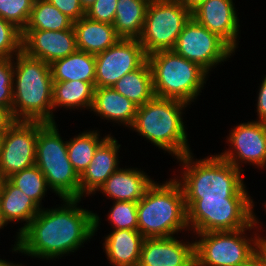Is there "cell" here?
I'll return each mask as SVG.
<instances>
[{"mask_svg": "<svg viewBox=\"0 0 266 266\" xmlns=\"http://www.w3.org/2000/svg\"><path fill=\"white\" fill-rule=\"evenodd\" d=\"M5 133H6V130H0V152L3 146V140H4Z\"/></svg>", "mask_w": 266, "mask_h": 266, "instance_id": "cell-44", "label": "cell"}, {"mask_svg": "<svg viewBox=\"0 0 266 266\" xmlns=\"http://www.w3.org/2000/svg\"><path fill=\"white\" fill-rule=\"evenodd\" d=\"M236 266H265L260 254L256 251L246 261Z\"/></svg>", "mask_w": 266, "mask_h": 266, "instance_id": "cell-39", "label": "cell"}, {"mask_svg": "<svg viewBox=\"0 0 266 266\" xmlns=\"http://www.w3.org/2000/svg\"><path fill=\"white\" fill-rule=\"evenodd\" d=\"M112 87L138 107L149 102L155 96L149 62L146 60L138 69L125 74Z\"/></svg>", "mask_w": 266, "mask_h": 266, "instance_id": "cell-26", "label": "cell"}, {"mask_svg": "<svg viewBox=\"0 0 266 266\" xmlns=\"http://www.w3.org/2000/svg\"><path fill=\"white\" fill-rule=\"evenodd\" d=\"M95 129L80 131L67 140L68 158L79 176L89 166L98 146L110 135L105 133L102 137V133Z\"/></svg>", "mask_w": 266, "mask_h": 266, "instance_id": "cell-28", "label": "cell"}, {"mask_svg": "<svg viewBox=\"0 0 266 266\" xmlns=\"http://www.w3.org/2000/svg\"><path fill=\"white\" fill-rule=\"evenodd\" d=\"M262 204V207L264 206V211H265V213H266V201H264V203H261Z\"/></svg>", "mask_w": 266, "mask_h": 266, "instance_id": "cell-47", "label": "cell"}, {"mask_svg": "<svg viewBox=\"0 0 266 266\" xmlns=\"http://www.w3.org/2000/svg\"><path fill=\"white\" fill-rule=\"evenodd\" d=\"M126 167L128 166L120 167L115 171L97 192L111 201L139 202L155 179L141 168Z\"/></svg>", "mask_w": 266, "mask_h": 266, "instance_id": "cell-19", "label": "cell"}, {"mask_svg": "<svg viewBox=\"0 0 266 266\" xmlns=\"http://www.w3.org/2000/svg\"><path fill=\"white\" fill-rule=\"evenodd\" d=\"M77 50L97 55L113 46L121 37L113 24L94 21L84 16L73 22Z\"/></svg>", "mask_w": 266, "mask_h": 266, "instance_id": "cell-23", "label": "cell"}, {"mask_svg": "<svg viewBox=\"0 0 266 266\" xmlns=\"http://www.w3.org/2000/svg\"><path fill=\"white\" fill-rule=\"evenodd\" d=\"M192 13L178 0H150L141 36L145 54L173 50Z\"/></svg>", "mask_w": 266, "mask_h": 266, "instance_id": "cell-10", "label": "cell"}, {"mask_svg": "<svg viewBox=\"0 0 266 266\" xmlns=\"http://www.w3.org/2000/svg\"><path fill=\"white\" fill-rule=\"evenodd\" d=\"M188 239L144 238L138 266H195L194 238Z\"/></svg>", "mask_w": 266, "mask_h": 266, "instance_id": "cell-16", "label": "cell"}, {"mask_svg": "<svg viewBox=\"0 0 266 266\" xmlns=\"http://www.w3.org/2000/svg\"><path fill=\"white\" fill-rule=\"evenodd\" d=\"M15 122L16 119L12 111L7 107L0 106V130L9 129Z\"/></svg>", "mask_w": 266, "mask_h": 266, "instance_id": "cell-38", "label": "cell"}, {"mask_svg": "<svg viewBox=\"0 0 266 266\" xmlns=\"http://www.w3.org/2000/svg\"><path fill=\"white\" fill-rule=\"evenodd\" d=\"M103 238V252L112 266H138L144 236L138 230H110Z\"/></svg>", "mask_w": 266, "mask_h": 266, "instance_id": "cell-21", "label": "cell"}, {"mask_svg": "<svg viewBox=\"0 0 266 266\" xmlns=\"http://www.w3.org/2000/svg\"><path fill=\"white\" fill-rule=\"evenodd\" d=\"M262 226L258 217L249 227L240 230L191 234L195 239V266L241 264L256 252L258 240L265 232Z\"/></svg>", "mask_w": 266, "mask_h": 266, "instance_id": "cell-8", "label": "cell"}, {"mask_svg": "<svg viewBox=\"0 0 266 266\" xmlns=\"http://www.w3.org/2000/svg\"><path fill=\"white\" fill-rule=\"evenodd\" d=\"M73 27V21L48 0H34L28 23L24 30L61 31Z\"/></svg>", "mask_w": 266, "mask_h": 266, "instance_id": "cell-29", "label": "cell"}, {"mask_svg": "<svg viewBox=\"0 0 266 266\" xmlns=\"http://www.w3.org/2000/svg\"><path fill=\"white\" fill-rule=\"evenodd\" d=\"M12 114L16 121L53 123V79L50 64L26 55L13 57Z\"/></svg>", "mask_w": 266, "mask_h": 266, "instance_id": "cell-4", "label": "cell"}, {"mask_svg": "<svg viewBox=\"0 0 266 266\" xmlns=\"http://www.w3.org/2000/svg\"><path fill=\"white\" fill-rule=\"evenodd\" d=\"M95 83L79 80L53 82L52 104L53 122H56L54 113L63 108L70 111L88 110L90 112L94 100ZM56 111V112H55Z\"/></svg>", "mask_w": 266, "mask_h": 266, "instance_id": "cell-24", "label": "cell"}, {"mask_svg": "<svg viewBox=\"0 0 266 266\" xmlns=\"http://www.w3.org/2000/svg\"><path fill=\"white\" fill-rule=\"evenodd\" d=\"M34 0H0V17L21 31L26 27Z\"/></svg>", "mask_w": 266, "mask_h": 266, "instance_id": "cell-32", "label": "cell"}, {"mask_svg": "<svg viewBox=\"0 0 266 266\" xmlns=\"http://www.w3.org/2000/svg\"><path fill=\"white\" fill-rule=\"evenodd\" d=\"M118 0H96L85 13L91 20L113 24Z\"/></svg>", "mask_w": 266, "mask_h": 266, "instance_id": "cell-35", "label": "cell"}, {"mask_svg": "<svg viewBox=\"0 0 266 266\" xmlns=\"http://www.w3.org/2000/svg\"><path fill=\"white\" fill-rule=\"evenodd\" d=\"M38 121H16L6 130L0 152V172L12 174L35 165Z\"/></svg>", "mask_w": 266, "mask_h": 266, "instance_id": "cell-14", "label": "cell"}, {"mask_svg": "<svg viewBox=\"0 0 266 266\" xmlns=\"http://www.w3.org/2000/svg\"><path fill=\"white\" fill-rule=\"evenodd\" d=\"M95 87H112L121 77L138 69L146 60L139 39L121 38L95 55Z\"/></svg>", "mask_w": 266, "mask_h": 266, "instance_id": "cell-13", "label": "cell"}, {"mask_svg": "<svg viewBox=\"0 0 266 266\" xmlns=\"http://www.w3.org/2000/svg\"><path fill=\"white\" fill-rule=\"evenodd\" d=\"M253 198L185 200L190 234L234 231L249 227L257 218Z\"/></svg>", "mask_w": 266, "mask_h": 266, "instance_id": "cell-9", "label": "cell"}, {"mask_svg": "<svg viewBox=\"0 0 266 266\" xmlns=\"http://www.w3.org/2000/svg\"><path fill=\"white\" fill-rule=\"evenodd\" d=\"M0 266H24L22 263H14V261L6 260V259H1L0 258Z\"/></svg>", "mask_w": 266, "mask_h": 266, "instance_id": "cell-42", "label": "cell"}, {"mask_svg": "<svg viewBox=\"0 0 266 266\" xmlns=\"http://www.w3.org/2000/svg\"><path fill=\"white\" fill-rule=\"evenodd\" d=\"M236 10L234 0H206L192 12V17L237 52L241 25Z\"/></svg>", "mask_w": 266, "mask_h": 266, "instance_id": "cell-15", "label": "cell"}, {"mask_svg": "<svg viewBox=\"0 0 266 266\" xmlns=\"http://www.w3.org/2000/svg\"><path fill=\"white\" fill-rule=\"evenodd\" d=\"M13 57H0V106L12 111Z\"/></svg>", "mask_w": 266, "mask_h": 266, "instance_id": "cell-34", "label": "cell"}, {"mask_svg": "<svg viewBox=\"0 0 266 266\" xmlns=\"http://www.w3.org/2000/svg\"><path fill=\"white\" fill-rule=\"evenodd\" d=\"M173 51L198 64L210 75L213 69L223 65L236 53L222 38L210 32L193 17L179 34Z\"/></svg>", "mask_w": 266, "mask_h": 266, "instance_id": "cell-11", "label": "cell"}, {"mask_svg": "<svg viewBox=\"0 0 266 266\" xmlns=\"http://www.w3.org/2000/svg\"><path fill=\"white\" fill-rule=\"evenodd\" d=\"M190 152L175 159L178 174H172L180 183L185 200H214L253 198L244 182V172L235 168L218 153L195 159Z\"/></svg>", "mask_w": 266, "mask_h": 266, "instance_id": "cell-2", "label": "cell"}, {"mask_svg": "<svg viewBox=\"0 0 266 266\" xmlns=\"http://www.w3.org/2000/svg\"><path fill=\"white\" fill-rule=\"evenodd\" d=\"M121 147L111 132L98 146L89 166L80 175V199L96 195L105 181L121 167L118 154Z\"/></svg>", "mask_w": 266, "mask_h": 266, "instance_id": "cell-18", "label": "cell"}, {"mask_svg": "<svg viewBox=\"0 0 266 266\" xmlns=\"http://www.w3.org/2000/svg\"><path fill=\"white\" fill-rule=\"evenodd\" d=\"M105 219L112 230H137V203L132 201H113Z\"/></svg>", "mask_w": 266, "mask_h": 266, "instance_id": "cell-31", "label": "cell"}, {"mask_svg": "<svg viewBox=\"0 0 266 266\" xmlns=\"http://www.w3.org/2000/svg\"><path fill=\"white\" fill-rule=\"evenodd\" d=\"M42 208L20 189L5 179L0 193V211L3 221L8 225L21 223L18 236ZM23 223V224H22Z\"/></svg>", "mask_w": 266, "mask_h": 266, "instance_id": "cell-22", "label": "cell"}, {"mask_svg": "<svg viewBox=\"0 0 266 266\" xmlns=\"http://www.w3.org/2000/svg\"><path fill=\"white\" fill-rule=\"evenodd\" d=\"M82 200L85 199H61L60 205L43 207L29 225L15 235L10 252L50 262L85 247L84 243L97 236L102 218L99 213L82 208L79 205Z\"/></svg>", "mask_w": 266, "mask_h": 266, "instance_id": "cell-1", "label": "cell"}, {"mask_svg": "<svg viewBox=\"0 0 266 266\" xmlns=\"http://www.w3.org/2000/svg\"><path fill=\"white\" fill-rule=\"evenodd\" d=\"M53 82L79 80L95 83V55L76 50L50 64Z\"/></svg>", "mask_w": 266, "mask_h": 266, "instance_id": "cell-25", "label": "cell"}, {"mask_svg": "<svg viewBox=\"0 0 266 266\" xmlns=\"http://www.w3.org/2000/svg\"><path fill=\"white\" fill-rule=\"evenodd\" d=\"M5 177L3 176V174L0 172V193H1V190H2V187H3V183L5 181Z\"/></svg>", "mask_w": 266, "mask_h": 266, "instance_id": "cell-45", "label": "cell"}, {"mask_svg": "<svg viewBox=\"0 0 266 266\" xmlns=\"http://www.w3.org/2000/svg\"><path fill=\"white\" fill-rule=\"evenodd\" d=\"M191 106L183 101L154 96L139 106L130 131L163 150L173 159L193 152L188 142L185 109Z\"/></svg>", "mask_w": 266, "mask_h": 266, "instance_id": "cell-3", "label": "cell"}, {"mask_svg": "<svg viewBox=\"0 0 266 266\" xmlns=\"http://www.w3.org/2000/svg\"><path fill=\"white\" fill-rule=\"evenodd\" d=\"M147 61L156 97L180 100L191 106L206 88L210 74L173 50L152 53Z\"/></svg>", "mask_w": 266, "mask_h": 266, "instance_id": "cell-6", "label": "cell"}, {"mask_svg": "<svg viewBox=\"0 0 266 266\" xmlns=\"http://www.w3.org/2000/svg\"><path fill=\"white\" fill-rule=\"evenodd\" d=\"M22 51V31L0 17V57H14Z\"/></svg>", "mask_w": 266, "mask_h": 266, "instance_id": "cell-33", "label": "cell"}, {"mask_svg": "<svg viewBox=\"0 0 266 266\" xmlns=\"http://www.w3.org/2000/svg\"><path fill=\"white\" fill-rule=\"evenodd\" d=\"M8 226L2 219V216H1V211H0V230L4 229V227Z\"/></svg>", "mask_w": 266, "mask_h": 266, "instance_id": "cell-46", "label": "cell"}, {"mask_svg": "<svg viewBox=\"0 0 266 266\" xmlns=\"http://www.w3.org/2000/svg\"><path fill=\"white\" fill-rule=\"evenodd\" d=\"M137 230L144 238H167L180 233L189 235L187 208L180 183L173 177L155 181L137 202Z\"/></svg>", "mask_w": 266, "mask_h": 266, "instance_id": "cell-5", "label": "cell"}, {"mask_svg": "<svg viewBox=\"0 0 266 266\" xmlns=\"http://www.w3.org/2000/svg\"><path fill=\"white\" fill-rule=\"evenodd\" d=\"M73 22L85 16L86 11L82 8L79 0H48Z\"/></svg>", "mask_w": 266, "mask_h": 266, "instance_id": "cell-36", "label": "cell"}, {"mask_svg": "<svg viewBox=\"0 0 266 266\" xmlns=\"http://www.w3.org/2000/svg\"><path fill=\"white\" fill-rule=\"evenodd\" d=\"M82 8L86 11L96 0H79Z\"/></svg>", "mask_w": 266, "mask_h": 266, "instance_id": "cell-43", "label": "cell"}, {"mask_svg": "<svg viewBox=\"0 0 266 266\" xmlns=\"http://www.w3.org/2000/svg\"><path fill=\"white\" fill-rule=\"evenodd\" d=\"M226 136L228 148L218 154L242 172L243 165L266 169V122L251 120L236 124ZM229 144V145H228Z\"/></svg>", "mask_w": 266, "mask_h": 266, "instance_id": "cell-12", "label": "cell"}, {"mask_svg": "<svg viewBox=\"0 0 266 266\" xmlns=\"http://www.w3.org/2000/svg\"><path fill=\"white\" fill-rule=\"evenodd\" d=\"M256 251L260 254L266 266V236H264V234H262L258 240Z\"/></svg>", "mask_w": 266, "mask_h": 266, "instance_id": "cell-40", "label": "cell"}, {"mask_svg": "<svg viewBox=\"0 0 266 266\" xmlns=\"http://www.w3.org/2000/svg\"><path fill=\"white\" fill-rule=\"evenodd\" d=\"M191 13L206 0H178Z\"/></svg>", "mask_w": 266, "mask_h": 266, "instance_id": "cell-41", "label": "cell"}, {"mask_svg": "<svg viewBox=\"0 0 266 266\" xmlns=\"http://www.w3.org/2000/svg\"><path fill=\"white\" fill-rule=\"evenodd\" d=\"M257 91L256 105V120L266 122V74L263 76Z\"/></svg>", "mask_w": 266, "mask_h": 266, "instance_id": "cell-37", "label": "cell"}, {"mask_svg": "<svg viewBox=\"0 0 266 266\" xmlns=\"http://www.w3.org/2000/svg\"><path fill=\"white\" fill-rule=\"evenodd\" d=\"M150 0H118L114 29L121 38L138 39L143 31Z\"/></svg>", "mask_w": 266, "mask_h": 266, "instance_id": "cell-27", "label": "cell"}, {"mask_svg": "<svg viewBox=\"0 0 266 266\" xmlns=\"http://www.w3.org/2000/svg\"><path fill=\"white\" fill-rule=\"evenodd\" d=\"M14 186L20 189L26 196L33 199L41 208L45 196L50 189L44 174L37 165L23 169L7 178Z\"/></svg>", "mask_w": 266, "mask_h": 266, "instance_id": "cell-30", "label": "cell"}, {"mask_svg": "<svg viewBox=\"0 0 266 266\" xmlns=\"http://www.w3.org/2000/svg\"><path fill=\"white\" fill-rule=\"evenodd\" d=\"M137 109L136 104L116 92L113 87H95L90 113L101 120H107V123L111 122L113 126L118 124L130 129L135 121Z\"/></svg>", "mask_w": 266, "mask_h": 266, "instance_id": "cell-20", "label": "cell"}, {"mask_svg": "<svg viewBox=\"0 0 266 266\" xmlns=\"http://www.w3.org/2000/svg\"><path fill=\"white\" fill-rule=\"evenodd\" d=\"M59 132L57 122H38L35 165L52 193L60 199H80V176L69 161L67 139Z\"/></svg>", "mask_w": 266, "mask_h": 266, "instance_id": "cell-7", "label": "cell"}, {"mask_svg": "<svg viewBox=\"0 0 266 266\" xmlns=\"http://www.w3.org/2000/svg\"><path fill=\"white\" fill-rule=\"evenodd\" d=\"M77 50L74 28L51 30H23L22 51L48 64L62 59Z\"/></svg>", "mask_w": 266, "mask_h": 266, "instance_id": "cell-17", "label": "cell"}]
</instances>
